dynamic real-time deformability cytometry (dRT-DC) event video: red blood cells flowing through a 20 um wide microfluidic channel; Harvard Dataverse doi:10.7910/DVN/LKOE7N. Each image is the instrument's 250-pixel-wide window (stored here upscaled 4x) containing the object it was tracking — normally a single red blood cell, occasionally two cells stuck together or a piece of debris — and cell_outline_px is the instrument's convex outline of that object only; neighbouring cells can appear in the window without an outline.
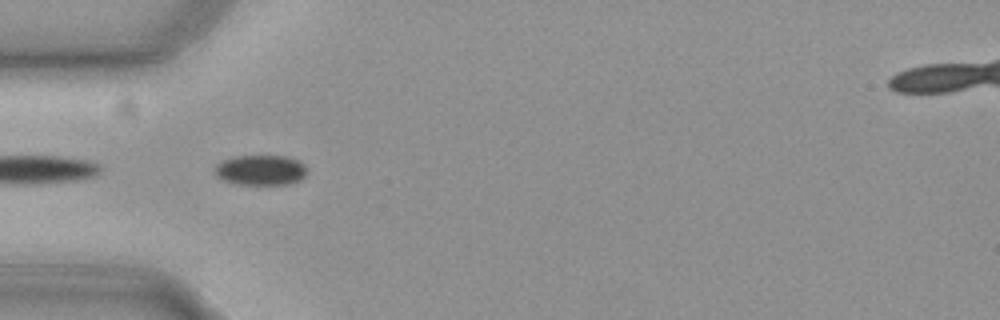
{"species": "common noctule bat (a hibernating species)", "species_latin": "Nyctalus noctula", "temperature_condition": "cold", "stored_images_in_passage": 8, "camera_frame_rate_fps": 3000, "um_per_image_px": 0.085, "animal": {"sex": "female", "body_mass_g": 19.3, "forearm_length_mm": 54.1}, "frame": {"image": 1, "passage_image": 1, "time_ms": 0.0, "image_size_px": [1000, 320], "cell_outline_px": [[308, 172], [300, 180], [292, 184], [236, 184], [224, 180], [216, 176], [216, 164], [224, 160], [236, 156], [284, 156], [296, 160], [304, 164], [308, 168]], "centroid_in_image_um": [22.2, 14.46], "position_along_channel_um": 62.8, "area_um2": 16.18}}